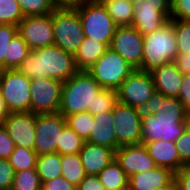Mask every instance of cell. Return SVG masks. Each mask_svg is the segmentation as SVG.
Listing matches in <instances>:
<instances>
[{
    "mask_svg": "<svg viewBox=\"0 0 190 190\" xmlns=\"http://www.w3.org/2000/svg\"><path fill=\"white\" fill-rule=\"evenodd\" d=\"M76 190H107L97 175H86L76 187Z\"/></svg>",
    "mask_w": 190,
    "mask_h": 190,
    "instance_id": "43",
    "label": "cell"
},
{
    "mask_svg": "<svg viewBox=\"0 0 190 190\" xmlns=\"http://www.w3.org/2000/svg\"><path fill=\"white\" fill-rule=\"evenodd\" d=\"M115 160L128 177L157 167L144 144L120 146L115 151Z\"/></svg>",
    "mask_w": 190,
    "mask_h": 190,
    "instance_id": "17",
    "label": "cell"
},
{
    "mask_svg": "<svg viewBox=\"0 0 190 190\" xmlns=\"http://www.w3.org/2000/svg\"><path fill=\"white\" fill-rule=\"evenodd\" d=\"M174 180L177 185V190H190V169L184 167L174 173Z\"/></svg>",
    "mask_w": 190,
    "mask_h": 190,
    "instance_id": "44",
    "label": "cell"
},
{
    "mask_svg": "<svg viewBox=\"0 0 190 190\" xmlns=\"http://www.w3.org/2000/svg\"><path fill=\"white\" fill-rule=\"evenodd\" d=\"M36 171L41 184L58 176H62L61 155L59 153L37 156Z\"/></svg>",
    "mask_w": 190,
    "mask_h": 190,
    "instance_id": "26",
    "label": "cell"
},
{
    "mask_svg": "<svg viewBox=\"0 0 190 190\" xmlns=\"http://www.w3.org/2000/svg\"><path fill=\"white\" fill-rule=\"evenodd\" d=\"M173 62L183 75L190 74V54H177Z\"/></svg>",
    "mask_w": 190,
    "mask_h": 190,
    "instance_id": "46",
    "label": "cell"
},
{
    "mask_svg": "<svg viewBox=\"0 0 190 190\" xmlns=\"http://www.w3.org/2000/svg\"><path fill=\"white\" fill-rule=\"evenodd\" d=\"M86 175H98L115 159V151L105 146L85 142L78 153Z\"/></svg>",
    "mask_w": 190,
    "mask_h": 190,
    "instance_id": "19",
    "label": "cell"
},
{
    "mask_svg": "<svg viewBox=\"0 0 190 190\" xmlns=\"http://www.w3.org/2000/svg\"><path fill=\"white\" fill-rule=\"evenodd\" d=\"M25 17L51 14L58 6L52 0H17Z\"/></svg>",
    "mask_w": 190,
    "mask_h": 190,
    "instance_id": "32",
    "label": "cell"
},
{
    "mask_svg": "<svg viewBox=\"0 0 190 190\" xmlns=\"http://www.w3.org/2000/svg\"><path fill=\"white\" fill-rule=\"evenodd\" d=\"M85 142L82 137L66 125L60 133L59 143L56 145V153L60 155L78 154Z\"/></svg>",
    "mask_w": 190,
    "mask_h": 190,
    "instance_id": "29",
    "label": "cell"
},
{
    "mask_svg": "<svg viewBox=\"0 0 190 190\" xmlns=\"http://www.w3.org/2000/svg\"><path fill=\"white\" fill-rule=\"evenodd\" d=\"M186 109L178 98L159 92L157 113H141L142 144L151 141H173L184 133Z\"/></svg>",
    "mask_w": 190,
    "mask_h": 190,
    "instance_id": "1",
    "label": "cell"
},
{
    "mask_svg": "<svg viewBox=\"0 0 190 190\" xmlns=\"http://www.w3.org/2000/svg\"><path fill=\"white\" fill-rule=\"evenodd\" d=\"M63 82L47 78L31 79L30 112L35 114L58 113L61 105Z\"/></svg>",
    "mask_w": 190,
    "mask_h": 190,
    "instance_id": "10",
    "label": "cell"
},
{
    "mask_svg": "<svg viewBox=\"0 0 190 190\" xmlns=\"http://www.w3.org/2000/svg\"><path fill=\"white\" fill-rule=\"evenodd\" d=\"M171 19L190 21V0H171Z\"/></svg>",
    "mask_w": 190,
    "mask_h": 190,
    "instance_id": "39",
    "label": "cell"
},
{
    "mask_svg": "<svg viewBox=\"0 0 190 190\" xmlns=\"http://www.w3.org/2000/svg\"><path fill=\"white\" fill-rule=\"evenodd\" d=\"M31 79L17 69L0 70V90L8 110L29 112Z\"/></svg>",
    "mask_w": 190,
    "mask_h": 190,
    "instance_id": "8",
    "label": "cell"
},
{
    "mask_svg": "<svg viewBox=\"0 0 190 190\" xmlns=\"http://www.w3.org/2000/svg\"><path fill=\"white\" fill-rule=\"evenodd\" d=\"M5 58V70L17 69L31 52L30 47L18 33L8 45Z\"/></svg>",
    "mask_w": 190,
    "mask_h": 190,
    "instance_id": "27",
    "label": "cell"
},
{
    "mask_svg": "<svg viewBox=\"0 0 190 190\" xmlns=\"http://www.w3.org/2000/svg\"><path fill=\"white\" fill-rule=\"evenodd\" d=\"M71 5L78 11L84 36L94 38L109 47L118 26L102 2L74 0Z\"/></svg>",
    "mask_w": 190,
    "mask_h": 190,
    "instance_id": "5",
    "label": "cell"
},
{
    "mask_svg": "<svg viewBox=\"0 0 190 190\" xmlns=\"http://www.w3.org/2000/svg\"><path fill=\"white\" fill-rule=\"evenodd\" d=\"M178 99L183 104L185 109L190 107V74L183 75Z\"/></svg>",
    "mask_w": 190,
    "mask_h": 190,
    "instance_id": "45",
    "label": "cell"
},
{
    "mask_svg": "<svg viewBox=\"0 0 190 190\" xmlns=\"http://www.w3.org/2000/svg\"><path fill=\"white\" fill-rule=\"evenodd\" d=\"M18 34V26L0 24V70H5V58L9 41Z\"/></svg>",
    "mask_w": 190,
    "mask_h": 190,
    "instance_id": "37",
    "label": "cell"
},
{
    "mask_svg": "<svg viewBox=\"0 0 190 190\" xmlns=\"http://www.w3.org/2000/svg\"><path fill=\"white\" fill-rule=\"evenodd\" d=\"M15 146L34 149L36 114L33 112H11L3 123Z\"/></svg>",
    "mask_w": 190,
    "mask_h": 190,
    "instance_id": "16",
    "label": "cell"
},
{
    "mask_svg": "<svg viewBox=\"0 0 190 190\" xmlns=\"http://www.w3.org/2000/svg\"><path fill=\"white\" fill-rule=\"evenodd\" d=\"M133 4H138L140 2H143V1H147V0H130Z\"/></svg>",
    "mask_w": 190,
    "mask_h": 190,
    "instance_id": "53",
    "label": "cell"
},
{
    "mask_svg": "<svg viewBox=\"0 0 190 190\" xmlns=\"http://www.w3.org/2000/svg\"><path fill=\"white\" fill-rule=\"evenodd\" d=\"M152 5H171V0H147Z\"/></svg>",
    "mask_w": 190,
    "mask_h": 190,
    "instance_id": "50",
    "label": "cell"
},
{
    "mask_svg": "<svg viewBox=\"0 0 190 190\" xmlns=\"http://www.w3.org/2000/svg\"><path fill=\"white\" fill-rule=\"evenodd\" d=\"M37 156L34 149L15 146L14 151L7 160L13 167L14 172H19L27 169H36Z\"/></svg>",
    "mask_w": 190,
    "mask_h": 190,
    "instance_id": "30",
    "label": "cell"
},
{
    "mask_svg": "<svg viewBox=\"0 0 190 190\" xmlns=\"http://www.w3.org/2000/svg\"><path fill=\"white\" fill-rule=\"evenodd\" d=\"M41 190H76V186L68 182L63 176L44 181Z\"/></svg>",
    "mask_w": 190,
    "mask_h": 190,
    "instance_id": "42",
    "label": "cell"
},
{
    "mask_svg": "<svg viewBox=\"0 0 190 190\" xmlns=\"http://www.w3.org/2000/svg\"><path fill=\"white\" fill-rule=\"evenodd\" d=\"M66 125L65 117L59 112L36 114L34 150L38 156L56 153L60 133Z\"/></svg>",
    "mask_w": 190,
    "mask_h": 190,
    "instance_id": "12",
    "label": "cell"
},
{
    "mask_svg": "<svg viewBox=\"0 0 190 190\" xmlns=\"http://www.w3.org/2000/svg\"><path fill=\"white\" fill-rule=\"evenodd\" d=\"M135 69H140L143 58V35L133 26H119L109 46Z\"/></svg>",
    "mask_w": 190,
    "mask_h": 190,
    "instance_id": "13",
    "label": "cell"
},
{
    "mask_svg": "<svg viewBox=\"0 0 190 190\" xmlns=\"http://www.w3.org/2000/svg\"><path fill=\"white\" fill-rule=\"evenodd\" d=\"M54 45L73 55L84 40L78 11L72 6H58L52 12Z\"/></svg>",
    "mask_w": 190,
    "mask_h": 190,
    "instance_id": "6",
    "label": "cell"
},
{
    "mask_svg": "<svg viewBox=\"0 0 190 190\" xmlns=\"http://www.w3.org/2000/svg\"><path fill=\"white\" fill-rule=\"evenodd\" d=\"M9 114H10V111L8 110L6 106V103L2 97V93L0 90V125H2L5 122Z\"/></svg>",
    "mask_w": 190,
    "mask_h": 190,
    "instance_id": "48",
    "label": "cell"
},
{
    "mask_svg": "<svg viewBox=\"0 0 190 190\" xmlns=\"http://www.w3.org/2000/svg\"><path fill=\"white\" fill-rule=\"evenodd\" d=\"M66 124L80 137L86 140L91 132L93 115L87 112L75 113L65 117Z\"/></svg>",
    "mask_w": 190,
    "mask_h": 190,
    "instance_id": "34",
    "label": "cell"
},
{
    "mask_svg": "<svg viewBox=\"0 0 190 190\" xmlns=\"http://www.w3.org/2000/svg\"><path fill=\"white\" fill-rule=\"evenodd\" d=\"M107 190L128 189V176L114 159L98 175Z\"/></svg>",
    "mask_w": 190,
    "mask_h": 190,
    "instance_id": "25",
    "label": "cell"
},
{
    "mask_svg": "<svg viewBox=\"0 0 190 190\" xmlns=\"http://www.w3.org/2000/svg\"><path fill=\"white\" fill-rule=\"evenodd\" d=\"M135 70L110 47L87 69L103 89L118 90L122 82Z\"/></svg>",
    "mask_w": 190,
    "mask_h": 190,
    "instance_id": "7",
    "label": "cell"
},
{
    "mask_svg": "<svg viewBox=\"0 0 190 190\" xmlns=\"http://www.w3.org/2000/svg\"><path fill=\"white\" fill-rule=\"evenodd\" d=\"M181 161L187 166L190 163V129L186 128L184 133L175 140Z\"/></svg>",
    "mask_w": 190,
    "mask_h": 190,
    "instance_id": "38",
    "label": "cell"
},
{
    "mask_svg": "<svg viewBox=\"0 0 190 190\" xmlns=\"http://www.w3.org/2000/svg\"><path fill=\"white\" fill-rule=\"evenodd\" d=\"M57 6H69L74 0H52Z\"/></svg>",
    "mask_w": 190,
    "mask_h": 190,
    "instance_id": "51",
    "label": "cell"
},
{
    "mask_svg": "<svg viewBox=\"0 0 190 190\" xmlns=\"http://www.w3.org/2000/svg\"><path fill=\"white\" fill-rule=\"evenodd\" d=\"M109 47L94 38L84 37L79 49L74 54L75 65L78 70H87Z\"/></svg>",
    "mask_w": 190,
    "mask_h": 190,
    "instance_id": "23",
    "label": "cell"
},
{
    "mask_svg": "<svg viewBox=\"0 0 190 190\" xmlns=\"http://www.w3.org/2000/svg\"><path fill=\"white\" fill-rule=\"evenodd\" d=\"M154 81L155 90L166 97L178 98L183 74L177 69L174 62H170L150 72Z\"/></svg>",
    "mask_w": 190,
    "mask_h": 190,
    "instance_id": "20",
    "label": "cell"
},
{
    "mask_svg": "<svg viewBox=\"0 0 190 190\" xmlns=\"http://www.w3.org/2000/svg\"><path fill=\"white\" fill-rule=\"evenodd\" d=\"M171 19V5H152L147 1L135 5L131 26L143 36L160 29Z\"/></svg>",
    "mask_w": 190,
    "mask_h": 190,
    "instance_id": "15",
    "label": "cell"
},
{
    "mask_svg": "<svg viewBox=\"0 0 190 190\" xmlns=\"http://www.w3.org/2000/svg\"><path fill=\"white\" fill-rule=\"evenodd\" d=\"M11 190H41V181L36 169L15 172Z\"/></svg>",
    "mask_w": 190,
    "mask_h": 190,
    "instance_id": "33",
    "label": "cell"
},
{
    "mask_svg": "<svg viewBox=\"0 0 190 190\" xmlns=\"http://www.w3.org/2000/svg\"><path fill=\"white\" fill-rule=\"evenodd\" d=\"M155 190H177V185L175 180L170 185H161L158 186Z\"/></svg>",
    "mask_w": 190,
    "mask_h": 190,
    "instance_id": "49",
    "label": "cell"
},
{
    "mask_svg": "<svg viewBox=\"0 0 190 190\" xmlns=\"http://www.w3.org/2000/svg\"><path fill=\"white\" fill-rule=\"evenodd\" d=\"M24 18L17 0H0V24L18 26Z\"/></svg>",
    "mask_w": 190,
    "mask_h": 190,
    "instance_id": "35",
    "label": "cell"
},
{
    "mask_svg": "<svg viewBox=\"0 0 190 190\" xmlns=\"http://www.w3.org/2000/svg\"><path fill=\"white\" fill-rule=\"evenodd\" d=\"M174 173L164 167H155L150 171L139 172L128 178V190H155L161 185H170Z\"/></svg>",
    "mask_w": 190,
    "mask_h": 190,
    "instance_id": "22",
    "label": "cell"
},
{
    "mask_svg": "<svg viewBox=\"0 0 190 190\" xmlns=\"http://www.w3.org/2000/svg\"><path fill=\"white\" fill-rule=\"evenodd\" d=\"M102 89L87 70H79L63 82L59 113L66 117L93 109L95 95Z\"/></svg>",
    "mask_w": 190,
    "mask_h": 190,
    "instance_id": "3",
    "label": "cell"
},
{
    "mask_svg": "<svg viewBox=\"0 0 190 190\" xmlns=\"http://www.w3.org/2000/svg\"><path fill=\"white\" fill-rule=\"evenodd\" d=\"M14 169L7 159H0V190H11Z\"/></svg>",
    "mask_w": 190,
    "mask_h": 190,
    "instance_id": "40",
    "label": "cell"
},
{
    "mask_svg": "<svg viewBox=\"0 0 190 190\" xmlns=\"http://www.w3.org/2000/svg\"><path fill=\"white\" fill-rule=\"evenodd\" d=\"M177 55L174 24L169 20L160 29L143 36V58L139 70L150 73L173 62Z\"/></svg>",
    "mask_w": 190,
    "mask_h": 190,
    "instance_id": "4",
    "label": "cell"
},
{
    "mask_svg": "<svg viewBox=\"0 0 190 190\" xmlns=\"http://www.w3.org/2000/svg\"><path fill=\"white\" fill-rule=\"evenodd\" d=\"M17 70L30 79L51 78L66 82L79 70L74 55L56 45L31 50Z\"/></svg>",
    "mask_w": 190,
    "mask_h": 190,
    "instance_id": "2",
    "label": "cell"
},
{
    "mask_svg": "<svg viewBox=\"0 0 190 190\" xmlns=\"http://www.w3.org/2000/svg\"><path fill=\"white\" fill-rule=\"evenodd\" d=\"M118 103V92L111 89H102L95 95L93 109H88V112L93 116L100 113L111 112Z\"/></svg>",
    "mask_w": 190,
    "mask_h": 190,
    "instance_id": "31",
    "label": "cell"
},
{
    "mask_svg": "<svg viewBox=\"0 0 190 190\" xmlns=\"http://www.w3.org/2000/svg\"><path fill=\"white\" fill-rule=\"evenodd\" d=\"M143 144L157 166L168 168L173 173L186 167L180 159L175 142L157 140Z\"/></svg>",
    "mask_w": 190,
    "mask_h": 190,
    "instance_id": "18",
    "label": "cell"
},
{
    "mask_svg": "<svg viewBox=\"0 0 190 190\" xmlns=\"http://www.w3.org/2000/svg\"><path fill=\"white\" fill-rule=\"evenodd\" d=\"M61 167L63 178L76 187L86 176L79 154L61 155Z\"/></svg>",
    "mask_w": 190,
    "mask_h": 190,
    "instance_id": "28",
    "label": "cell"
},
{
    "mask_svg": "<svg viewBox=\"0 0 190 190\" xmlns=\"http://www.w3.org/2000/svg\"><path fill=\"white\" fill-rule=\"evenodd\" d=\"M185 124L190 129V107L186 109Z\"/></svg>",
    "mask_w": 190,
    "mask_h": 190,
    "instance_id": "52",
    "label": "cell"
},
{
    "mask_svg": "<svg viewBox=\"0 0 190 190\" xmlns=\"http://www.w3.org/2000/svg\"><path fill=\"white\" fill-rule=\"evenodd\" d=\"M155 91L151 73L135 69L121 84L118 102L141 109Z\"/></svg>",
    "mask_w": 190,
    "mask_h": 190,
    "instance_id": "11",
    "label": "cell"
},
{
    "mask_svg": "<svg viewBox=\"0 0 190 190\" xmlns=\"http://www.w3.org/2000/svg\"><path fill=\"white\" fill-rule=\"evenodd\" d=\"M159 106V92L154 91L152 96L147 100V102L140 109L141 113H157V109Z\"/></svg>",
    "mask_w": 190,
    "mask_h": 190,
    "instance_id": "47",
    "label": "cell"
},
{
    "mask_svg": "<svg viewBox=\"0 0 190 190\" xmlns=\"http://www.w3.org/2000/svg\"><path fill=\"white\" fill-rule=\"evenodd\" d=\"M174 24L177 54H190V21L170 19Z\"/></svg>",
    "mask_w": 190,
    "mask_h": 190,
    "instance_id": "36",
    "label": "cell"
},
{
    "mask_svg": "<svg viewBox=\"0 0 190 190\" xmlns=\"http://www.w3.org/2000/svg\"><path fill=\"white\" fill-rule=\"evenodd\" d=\"M15 144L5 127L0 125V159H8L14 151Z\"/></svg>",
    "mask_w": 190,
    "mask_h": 190,
    "instance_id": "41",
    "label": "cell"
},
{
    "mask_svg": "<svg viewBox=\"0 0 190 190\" xmlns=\"http://www.w3.org/2000/svg\"><path fill=\"white\" fill-rule=\"evenodd\" d=\"M85 141L94 145L108 147L114 151L117 150L112 111L93 116L92 129Z\"/></svg>",
    "mask_w": 190,
    "mask_h": 190,
    "instance_id": "21",
    "label": "cell"
},
{
    "mask_svg": "<svg viewBox=\"0 0 190 190\" xmlns=\"http://www.w3.org/2000/svg\"><path fill=\"white\" fill-rule=\"evenodd\" d=\"M117 149L125 145L142 144V115L138 108L117 103L112 110Z\"/></svg>",
    "mask_w": 190,
    "mask_h": 190,
    "instance_id": "9",
    "label": "cell"
},
{
    "mask_svg": "<svg viewBox=\"0 0 190 190\" xmlns=\"http://www.w3.org/2000/svg\"><path fill=\"white\" fill-rule=\"evenodd\" d=\"M107 13L119 26H131L135 4L130 0H103Z\"/></svg>",
    "mask_w": 190,
    "mask_h": 190,
    "instance_id": "24",
    "label": "cell"
},
{
    "mask_svg": "<svg viewBox=\"0 0 190 190\" xmlns=\"http://www.w3.org/2000/svg\"><path fill=\"white\" fill-rule=\"evenodd\" d=\"M18 33L31 50L54 45L52 13L25 17L18 25Z\"/></svg>",
    "mask_w": 190,
    "mask_h": 190,
    "instance_id": "14",
    "label": "cell"
}]
</instances>
